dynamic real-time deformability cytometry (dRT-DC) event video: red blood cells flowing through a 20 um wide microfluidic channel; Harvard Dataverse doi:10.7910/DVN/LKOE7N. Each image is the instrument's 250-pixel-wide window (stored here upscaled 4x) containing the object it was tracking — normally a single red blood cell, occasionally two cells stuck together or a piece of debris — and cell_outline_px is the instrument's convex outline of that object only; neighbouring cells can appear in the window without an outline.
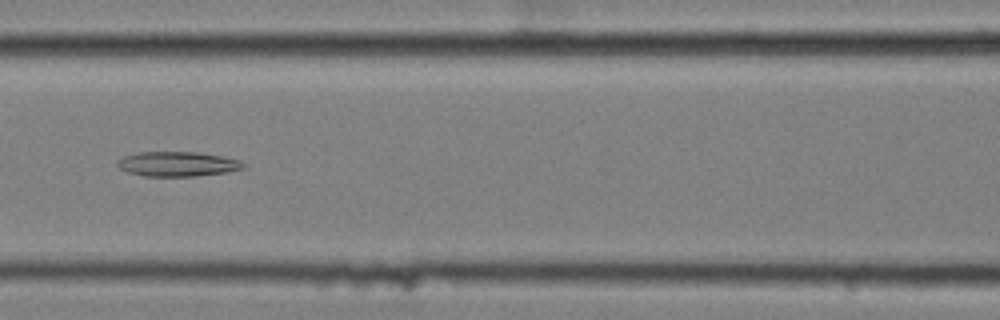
{"species": "common noctule bat (a hibernating species)", "species_latin": "Nyctalus noctula", "temperature_condition": "cold", "stored_images_in_passage": 9, "camera_frame_rate_fps": 3000, "um_per_image_px": 0.085, "animal": {"sex": "female", "body_mass_g": 25.1}, "frame": {"image": 1, "passage_image": 8, "time_ms": 2.333, "image_size_px": [1000, 320], "cell_outline_px": [[248, 168], [228, 172], [196, 176], [144, 176], [128, 172], [120, 168], [116, 164], [124, 156], [140, 152], [196, 152], [220, 156], [240, 160]], "centroid_in_image_um": [15.14, 13.95], "position_along_channel_um": 151.5, "area_um2": 18.09}}
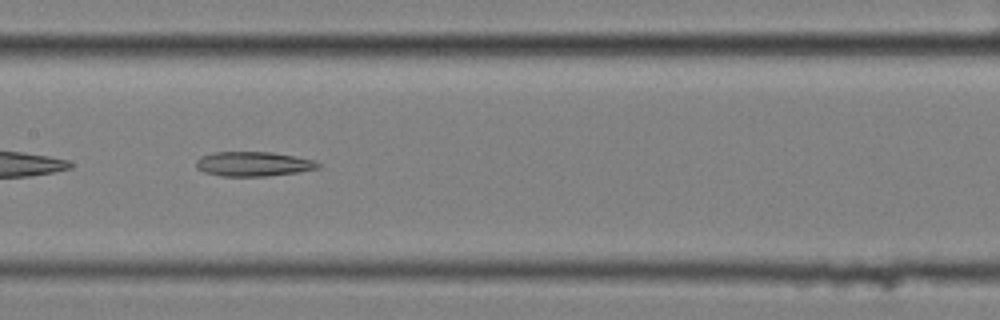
{"frame": {"image": 2, "passage_image": 9, "time_ms": 2.667, "image_size_px": [1000, 320], "cell_outline_px": [[320, 168], [296, 172], [264, 176], [220, 176], [204, 172], [196, 168], [196, 160], [200, 156], [216, 152], [272, 152], [296, 156], [312, 160], [320, 164]], "centroid_in_image_um": [21.5, 13.93], "position_along_channel_um": 185.9, "area_um2": 17.4}}